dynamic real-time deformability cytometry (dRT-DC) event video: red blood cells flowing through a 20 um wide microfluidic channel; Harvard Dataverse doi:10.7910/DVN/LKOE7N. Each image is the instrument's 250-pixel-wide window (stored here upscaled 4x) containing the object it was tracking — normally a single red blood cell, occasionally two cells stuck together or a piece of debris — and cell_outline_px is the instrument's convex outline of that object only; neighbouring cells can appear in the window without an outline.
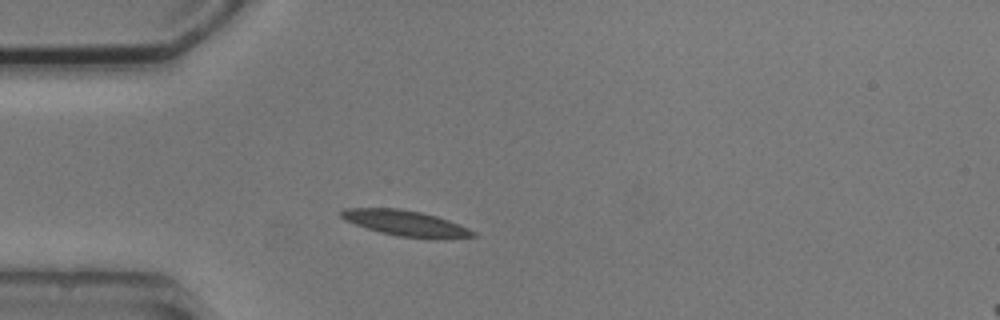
{"species": "common noctule bat (a hibernating species)", "species_latin": "Nyctalus noctula", "temperature_condition": "cold", "stored_images_in_passage": 1, "camera_frame_rate_fps": 3000, "um_per_image_px": 0.085, "animal": {"sex": "male", "body_mass_g": 20.5, "forearm_length_mm": 52.5}, "frame": {"image": 1, "passage_image": 1, "time_ms": 0.0, "image_size_px": [1000, 320], "cell_outline_px": [[476, 236], [440, 240], [428, 240], [396, 236], [380, 232], [356, 224], [340, 216], [340, 212], [344, 208], [400, 208], [420, 212], [436, 216], [460, 224], [476, 232]], "centroid_in_image_um": [34.57, 19.0], "position_along_channel_um": 50.4, "area_um2": 19.94}}